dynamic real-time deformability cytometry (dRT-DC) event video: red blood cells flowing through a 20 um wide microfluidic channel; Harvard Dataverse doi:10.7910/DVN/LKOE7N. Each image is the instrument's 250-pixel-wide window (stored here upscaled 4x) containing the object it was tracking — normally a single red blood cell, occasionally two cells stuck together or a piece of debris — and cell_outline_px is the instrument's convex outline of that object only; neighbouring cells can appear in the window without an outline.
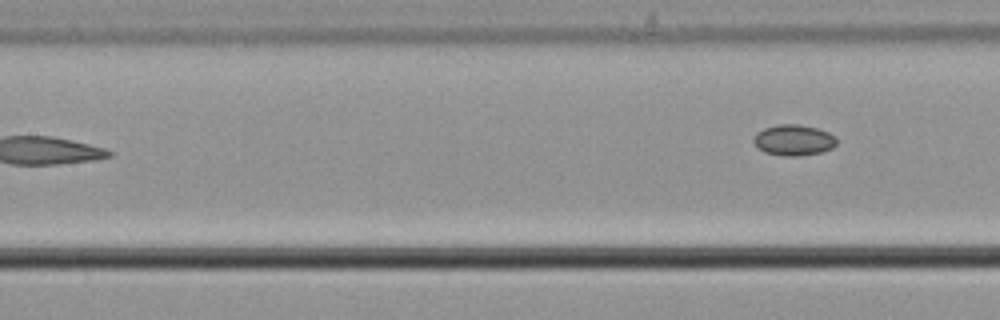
{"species": "common noctule bat (a hibernating species)", "species_latin": "Nyctalus noctula", "temperature_condition": "cold", "stored_images_in_passage": 5, "camera_frame_rate_fps": 3000, "um_per_image_px": 0.085, "animal": {"sex": "male", "body_mass_g": 21.5, "forearm_length_mm": 52.0}, "frame": {"image": 1, "passage_image": 5, "time_ms": 1.333, "image_size_px": [1000, 320], "cell_outline_px": [[836, 144], [832, 148], [820, 152], [800, 156], [780, 156], [764, 152], [756, 148], [752, 140], [756, 132], [764, 128], [776, 124], [800, 124], [816, 128], [828, 132], [836, 140]], "centroid_in_image_um": [67.39, 11.91], "position_along_channel_um": 140.0, "area_um2": 15.09}}